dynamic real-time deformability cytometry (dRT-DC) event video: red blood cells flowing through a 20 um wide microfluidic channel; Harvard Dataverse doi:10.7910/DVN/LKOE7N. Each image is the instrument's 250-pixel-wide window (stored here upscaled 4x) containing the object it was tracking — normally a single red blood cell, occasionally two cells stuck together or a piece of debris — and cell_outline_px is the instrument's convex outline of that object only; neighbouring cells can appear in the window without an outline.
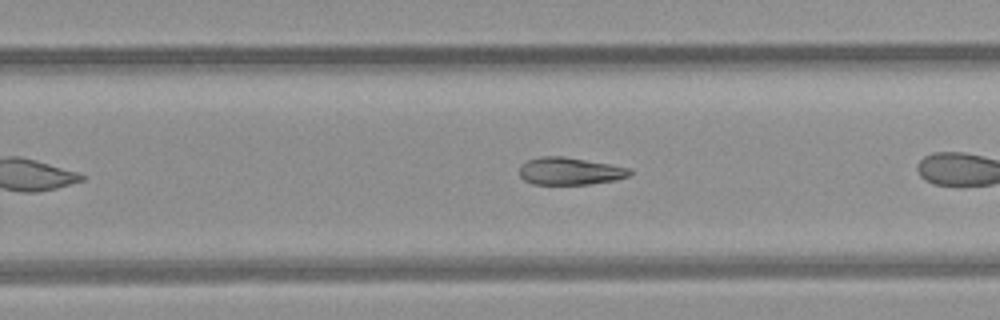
{"species": "common noctule bat (a hibernating species)", "species_latin": "Nyctalus noctula", "temperature_condition": "room temperature", "stored_images_in_passage": 19, "camera_frame_rate_fps": 3000, "um_per_image_px": 0.085, "animal": {"sex": "female", "body_mass_g": 21.9}, "frame": {"image": 1, "passage_image": 11, "time_ms": 3.333, "image_size_px": [1000, 320], "cell_outline_px": [[632, 172], [628, 176], [616, 180], [588, 184], [532, 184], [524, 180], [520, 176], [520, 168], [528, 160], [540, 156], [564, 156], [632, 168]], "centroid_in_image_um": [48.46, 14.54], "position_along_channel_um": 281.3, "area_um2": 17.57}}